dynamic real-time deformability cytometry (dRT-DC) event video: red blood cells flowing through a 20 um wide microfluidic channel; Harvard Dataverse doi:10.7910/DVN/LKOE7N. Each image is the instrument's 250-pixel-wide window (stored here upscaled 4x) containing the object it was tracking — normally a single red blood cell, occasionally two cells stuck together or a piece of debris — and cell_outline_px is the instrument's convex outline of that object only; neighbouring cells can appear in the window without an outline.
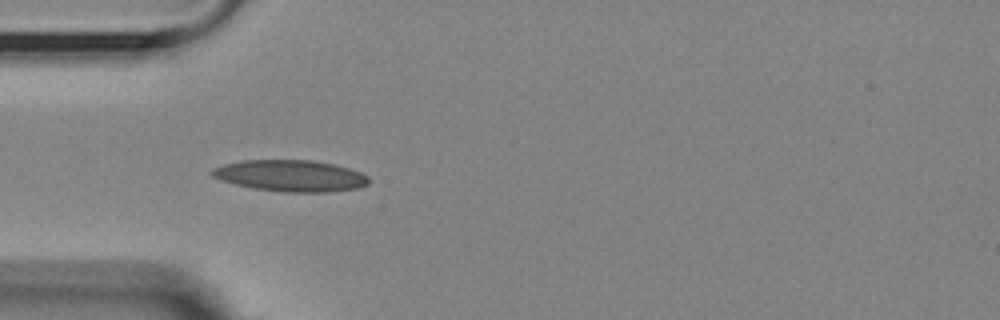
{"species": "Egyptian fruit bat (a non-hibernating species)", "species_latin": "Rousettus aegyptiacus", "temperature_condition": "room temperature", "stored_images_in_passage": 10, "camera_frame_rate_fps": 3000, "um_per_image_px": 0.085, "animal": {"sex": "female"}, "frame": {"image": 1, "passage_image": 1, "time_ms": 0.0, "image_size_px": [1000, 320], "cell_outline_px": [[368, 184], [360, 188], [328, 192], [284, 192], [256, 188], [236, 184], [220, 180], [212, 176], [208, 172], [212, 168], [224, 164], [240, 160], [312, 160], [332, 164], [348, 168], [360, 172], [368, 176]], "centroid_in_image_um": [24.68, 14.93], "position_along_channel_um": 60.3, "area_um2": 28.73}}
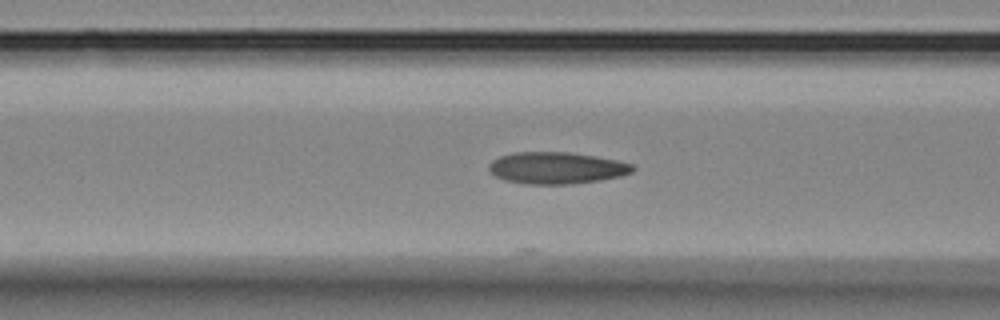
{"frame": {"image": 2, "passage_image": 6, "time_ms": 1.667, "image_size_px": [1000, 320], "cell_outline_px": [[636, 168], [632, 172], [620, 176], [600, 180], [568, 184], [524, 184], [504, 180], [496, 176], [488, 168], [492, 160], [500, 156], [516, 152], [568, 152], [596, 156], [616, 160], [632, 164]], "centroid_in_image_um": [47.31, 14.27], "position_along_channel_um": 119.3, "area_um2": 26.53}}
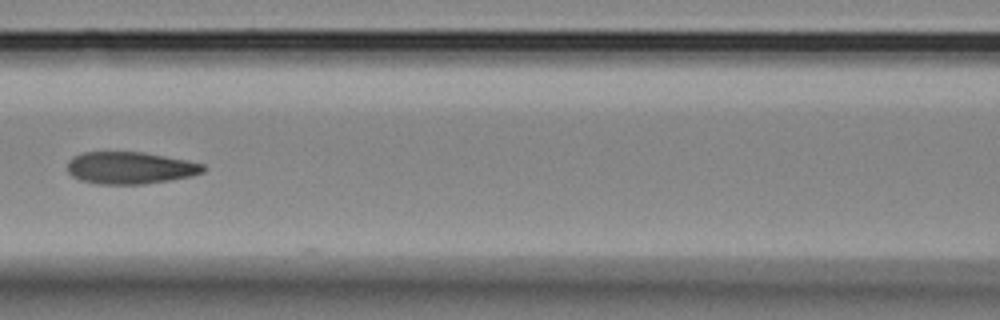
{"frame": {"image": 3, "passage_image": 9, "time_ms": 2.667, "image_size_px": [1000, 320], "cell_outline_px": [[204, 172], [192, 176], [144, 184], [96, 184], [80, 180], [72, 176], [68, 172], [68, 160], [72, 156], [84, 152], [144, 152], [188, 160], [204, 164]], "centroid_in_image_um": [11.05, 14.26], "position_along_channel_um": 155.6, "area_um2": 25.55}}